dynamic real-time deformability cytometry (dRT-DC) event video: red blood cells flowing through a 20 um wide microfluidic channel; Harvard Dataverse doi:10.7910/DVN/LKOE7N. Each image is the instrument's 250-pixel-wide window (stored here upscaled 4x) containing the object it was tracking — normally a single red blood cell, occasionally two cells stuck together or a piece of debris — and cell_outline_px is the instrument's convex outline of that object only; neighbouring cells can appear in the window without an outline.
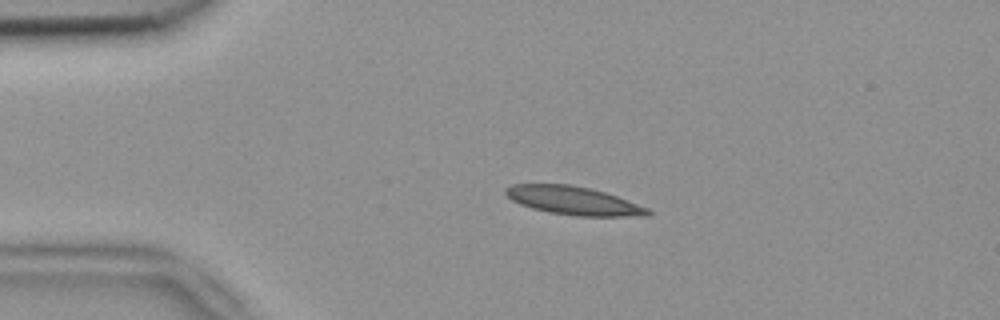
{"species": "common noctule bat (a hibernating species)", "species_latin": "Nyctalus noctula", "temperature_condition": "room temperature", "stored_images_in_passage": 4, "camera_frame_rate_fps": 3000, "um_per_image_px": 0.085, "animal": {"sex": "female", "body_mass_g": 18.4}, "frame": {"image": 1, "passage_image": 3, "time_ms": 0.667, "image_size_px": [1000, 320], "cell_outline_px": [[652, 212], [648, 216], [576, 216], [548, 212], [532, 208], [520, 204], [512, 200], [504, 192], [504, 188], [512, 184], [572, 184], [604, 192], [616, 196], [648, 208]], "centroid_in_image_um": [48.72, 17.05], "position_along_channel_um": 36.3, "area_um2": 23.41}}
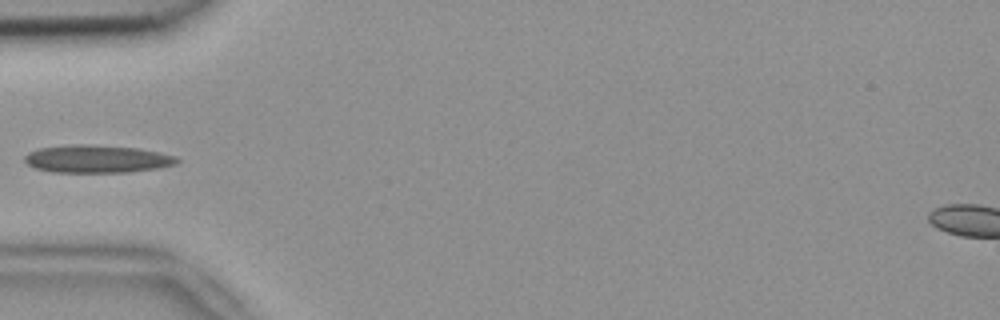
{"frame": {"image": 2, "passage_image": 4, "time_ms": 1.0, "image_size_px": [1000, 320], "cell_outline_px": [[180, 160], [176, 164], [160, 168], [128, 172], [52, 172], [36, 168], [28, 164], [24, 160], [24, 156], [28, 152], [40, 148], [72, 144], [92, 144], [136, 148], [160, 152], [176, 156]], "centroid_in_image_um": [8.27, 13.5], "position_along_channel_um": 76.7, "area_um2": 24.74}}